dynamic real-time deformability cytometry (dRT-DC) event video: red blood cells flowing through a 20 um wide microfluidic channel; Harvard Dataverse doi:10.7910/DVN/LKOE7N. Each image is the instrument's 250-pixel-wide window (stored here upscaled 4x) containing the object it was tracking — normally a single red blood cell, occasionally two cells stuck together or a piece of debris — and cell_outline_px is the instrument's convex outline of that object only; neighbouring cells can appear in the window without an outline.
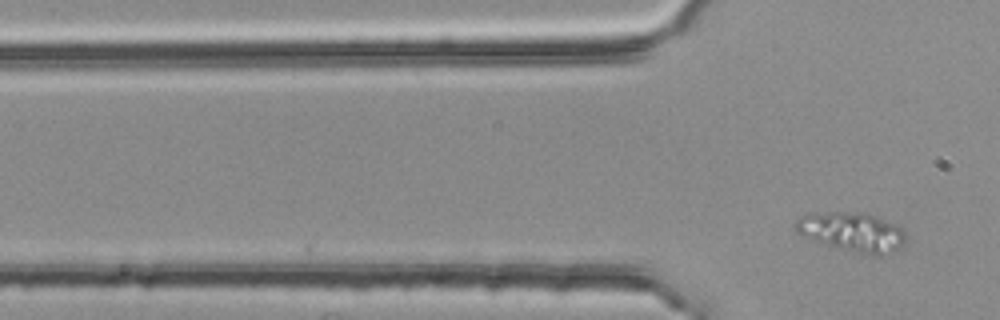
{"species": "common noctule bat (a hibernating species)", "species_latin": "Nyctalus noctula", "temperature_condition": "room temperature", "stored_images_in_passage": 2, "camera_frame_rate_fps": 3000, "um_per_image_px": 0.085, "animal": {"sex": "female", "body_mass_g": 25.1}, "frame": {"image": 1, "passage_image": 2, "time_ms": 0.333, "image_size_px": [1000, 320], "cell_outline_px": [[904, 240], [896, 248], [880, 256], [872, 256], [812, 240], [796, 232], [792, 224], [800, 216], [808, 212], [868, 212], [896, 224], [904, 232]], "centroid_in_image_um": [72.35, 19.67], "position_along_channel_um": 53.4, "area_um2": 25.14}}